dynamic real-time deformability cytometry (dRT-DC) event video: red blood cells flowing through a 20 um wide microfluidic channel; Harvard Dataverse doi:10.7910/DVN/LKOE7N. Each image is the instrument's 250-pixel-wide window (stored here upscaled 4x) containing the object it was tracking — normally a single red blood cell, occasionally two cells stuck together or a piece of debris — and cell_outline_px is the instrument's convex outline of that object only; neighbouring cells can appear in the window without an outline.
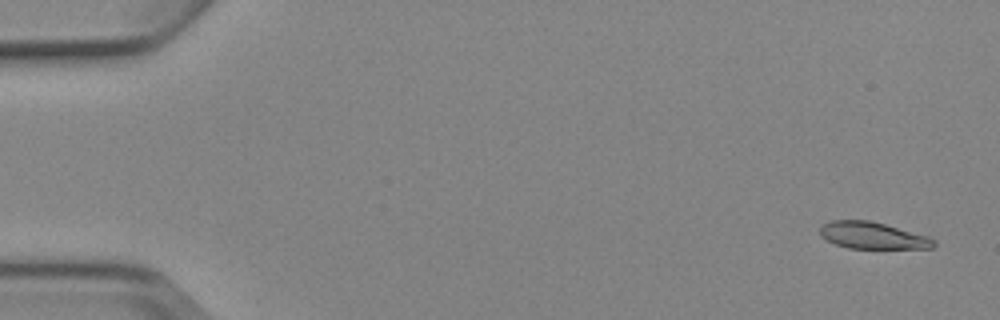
{"species": "Egyptian fruit bat (a non-hibernating species)", "species_latin": "Rousettus aegyptiacus", "temperature_condition": "cold", "stored_images_in_passage": 4, "camera_frame_rate_fps": 3000, "um_per_image_px": 0.085, "animal": {"sex": "female"}, "frame": {"image": 1, "passage_image": 1, "time_ms": 0.0, "image_size_px": [1000, 320], "cell_outline_px": [[936, 244], [932, 248], [848, 248], [836, 244], [820, 236], [820, 224], [832, 220], [868, 220], [884, 224], [928, 236], [936, 240]], "centroid_in_image_um": [74.15, 20.01], "position_along_channel_um": 10.8, "area_um2": 17.69}}
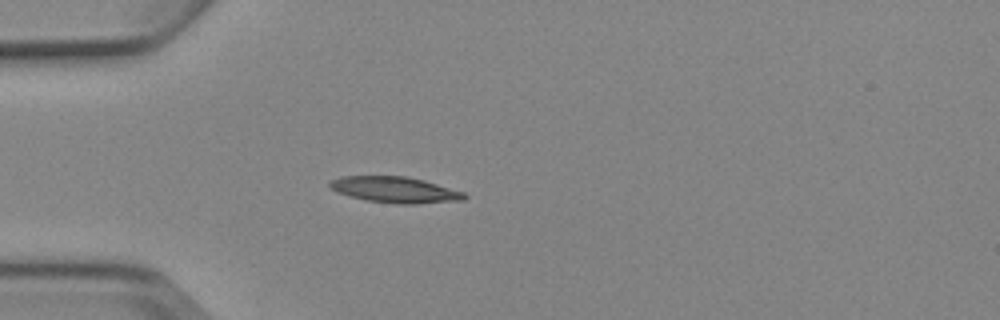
{"frame": {"image": 2, "passage_image": 4, "time_ms": 4.333, "image_size_px": [1000, 320], "cell_outline_px": [[468, 196], [464, 200], [416, 204], [396, 204], [368, 200], [348, 196], [332, 188], [328, 184], [332, 180], [344, 176], [408, 176], [424, 180], [464, 192]], "centroid_in_image_um": [33.63, 16.13], "position_along_channel_um": 51.4, "area_um2": 20.29}}